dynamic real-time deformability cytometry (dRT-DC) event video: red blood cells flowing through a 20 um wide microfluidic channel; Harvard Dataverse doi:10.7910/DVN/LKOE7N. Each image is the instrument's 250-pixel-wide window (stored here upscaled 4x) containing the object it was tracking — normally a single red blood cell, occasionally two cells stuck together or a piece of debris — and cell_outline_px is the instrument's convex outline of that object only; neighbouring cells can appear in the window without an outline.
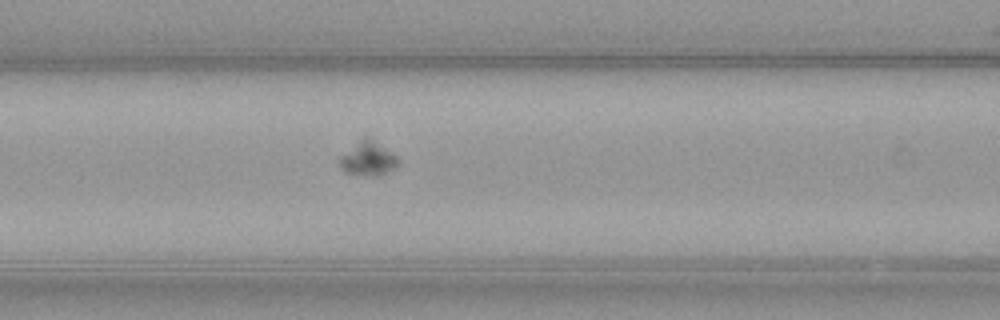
{"species": "common noctule bat (a hibernating species)", "species_latin": "Nyctalus noctula", "temperature_condition": "warm", "stored_images_in_passage": 38, "camera_frame_rate_fps": 3000, "um_per_image_px": 0.085, "animal": {"sex": "female", "body_mass_g": 21.9}, "frame": {"image": 1, "passage_image": 14, "time_ms": 4.333, "image_size_px": [1000, 320], "cell_outline_px": [[400, 164], [376, 176], [348, 172], [340, 164], [340, 156], [364, 136], [372, 140], [396, 156]], "centroid_in_image_um": [31.28, 13.47], "position_along_channel_um": 135.3, "area_um2": 10.81}}
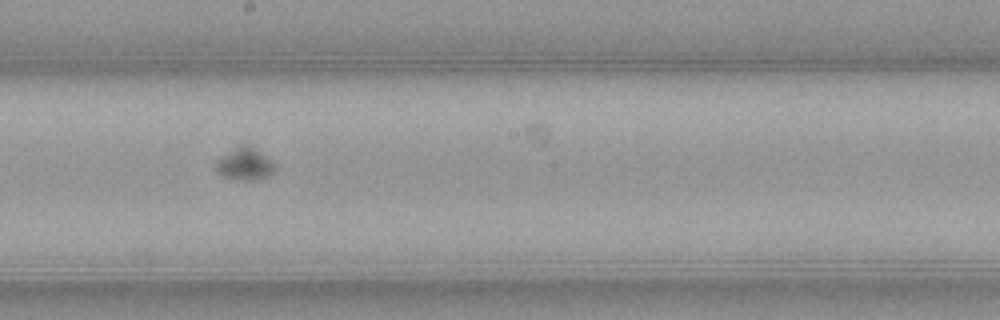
{"frame": {"image": 2, "passage_image": 21, "time_ms": 6.667, "image_size_px": [1000, 320], "cell_outline_px": [[272, 172], [268, 176], [256, 180], [244, 180], [220, 176], [216, 168], [216, 160], [240, 144], [248, 144], [264, 156], [272, 164]], "centroid_in_image_um": [20.73, 13.95], "position_along_channel_um": 227.5, "area_um2": 10.64}}
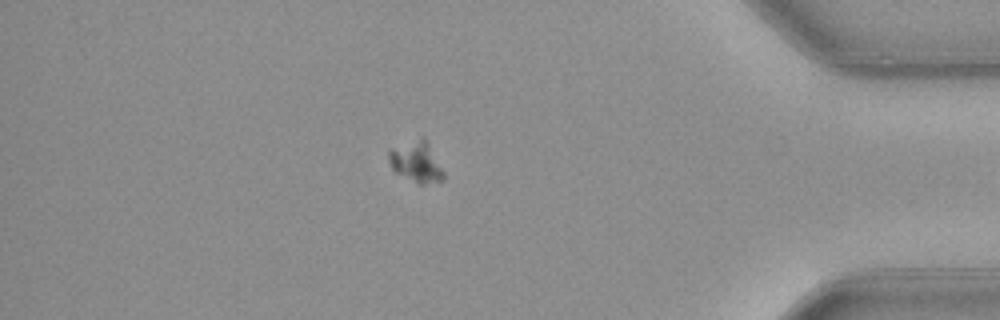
{"frame": {"image": 3, "passage_image": 37, "time_ms": 12.0, "image_size_px": [1000, 320], "cell_outline_px": [[444, 180], [424, 184], [420, 184], [396, 172], [392, 168], [388, 160], [388, 152], [392, 148], [420, 136], [428, 144], [444, 172]], "centroid_in_image_um": [35.37, 13.75], "position_along_channel_um": 399.8, "area_um2": 12.72}}